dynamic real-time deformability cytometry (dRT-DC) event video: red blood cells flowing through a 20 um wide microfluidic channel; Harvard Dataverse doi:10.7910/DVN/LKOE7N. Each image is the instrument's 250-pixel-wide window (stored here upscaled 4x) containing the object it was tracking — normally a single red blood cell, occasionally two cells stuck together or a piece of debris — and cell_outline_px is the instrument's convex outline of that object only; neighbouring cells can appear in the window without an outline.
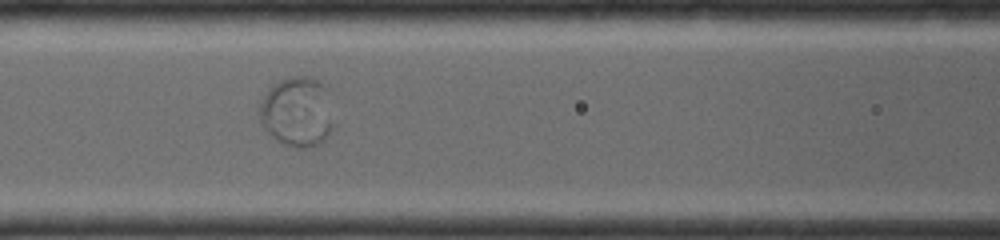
{"species": "common noctule bat (a hibernating species)", "species_latin": "Nyctalus noctula", "temperature_condition": "room temperature", "stored_images_in_passage": 79, "camera_frame_rate_fps": 4000, "um_per_image_px": 0.085, "animal": {"sex": "female", "body_mass_g": 19.0, "forearm_length_mm": 56.7}, "frame": {"image": 1, "passage_image": 43, "time_ms": 5.5, "image_size_px": [1000, 240], "cell_outline_px": [[332, 124], [320, 140], [312, 144], [292, 144], [280, 140], [268, 128], [260, 116], [260, 100], [268, 88], [280, 80], [292, 76], [312, 76], [328, 84]], "centroid_in_image_um": [25.28, 9.32], "position_along_channel_um": 141.3, "area_um2": 28.73}}
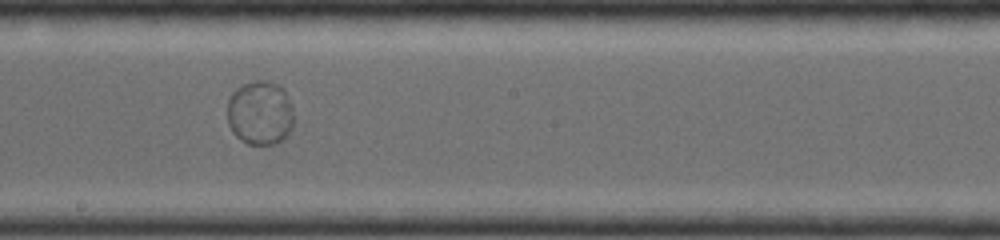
{"frame": {"image": 2, "passage_image": 50, "time_ms": 7.5, "image_size_px": [1000, 240], "cell_outline_px": [[292, 124], [284, 136], [280, 140], [272, 144], [248, 144], [236, 136], [228, 124], [228, 96], [236, 88], [244, 84], [256, 80], [264, 80], [276, 84], [284, 88], [292, 108]], "centroid_in_image_um": [22.07, 9.57], "position_along_channel_um": 226.1, "area_um2": 24.57}}
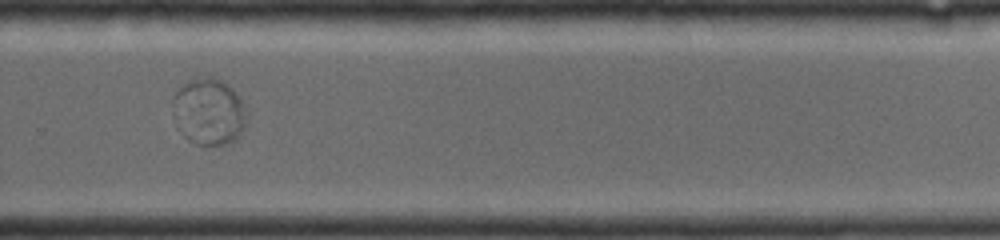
{"frame": {"image": 3, "passage_image": 59, "time_ms": 9.5, "image_size_px": [1000, 240], "cell_outline_px": [[244, 108], [240, 128], [228, 140], [220, 144], [200, 144], [176, 96], [176, 92], [184, 84], [192, 80], [208, 76], [212, 76], [220, 80], [240, 100]], "centroid_in_image_um": [17.92, 9.32], "position_along_channel_um": 311.9, "area_um2": 23.29}}